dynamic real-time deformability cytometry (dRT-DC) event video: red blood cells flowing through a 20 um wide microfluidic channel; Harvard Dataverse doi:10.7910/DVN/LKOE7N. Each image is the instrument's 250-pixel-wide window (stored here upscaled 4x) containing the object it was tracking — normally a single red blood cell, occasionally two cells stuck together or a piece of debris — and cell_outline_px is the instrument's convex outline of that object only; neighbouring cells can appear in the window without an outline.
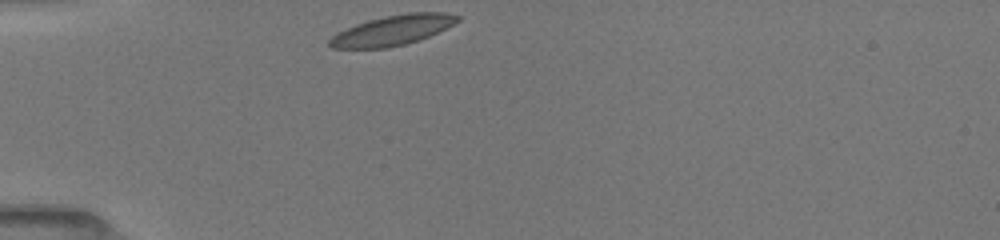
{"species": "common noctule bat (a hibernating species)", "species_latin": "Nyctalus noctula", "temperature_condition": "room temperature", "stored_images_in_passage": 23, "camera_frame_rate_fps": 3000, "um_per_image_px": 0.085, "animal": {"sex": "female", "body_mass_g": 19.5, "forearm_length_mm": 54.1}, "frame": {"image": 1, "passage_image": 1, "time_ms": 0.0, "image_size_px": [1000, 240], "cell_outline_px": [[460, 20], [428, 36], [404, 44], [388, 48], [332, 48], [328, 44], [328, 40], [336, 32], [356, 24], [368, 20], [384, 16], [408, 12], [444, 12], [460, 16]], "centroid_in_image_um": [33.32, 2.56], "position_along_channel_um": 51.7, "area_um2": 22.2}}
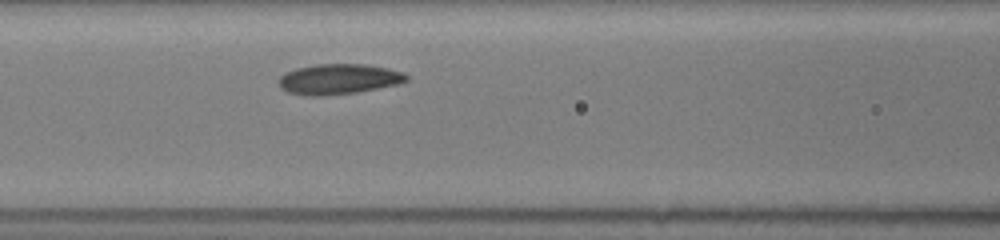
{"frame": {"image": 2, "passage_image": 13, "time_ms": 2.667, "image_size_px": [1000, 240], "cell_outline_px": [[408, 80], [396, 84], [356, 92], [324, 96], [308, 96], [288, 92], [280, 88], [276, 84], [276, 80], [284, 72], [296, 68], [316, 64], [364, 64], [388, 68], [404, 72], [408, 76]], "centroid_in_image_um": [28.71, 6.72], "position_along_channel_um": 137.9, "area_um2": 22.77}}
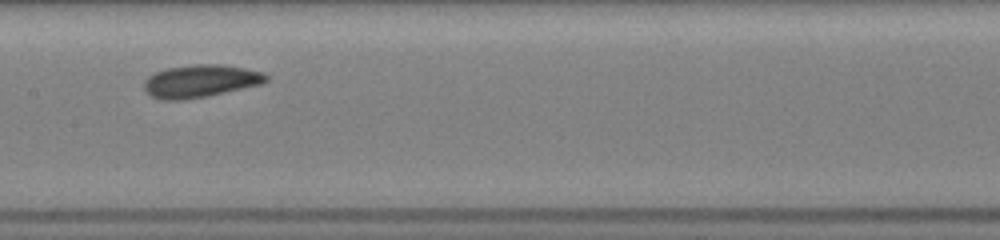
{"frame": {"image": 3, "passage_image": 20, "time_ms": 4.0, "image_size_px": [1000, 240], "cell_outline_px": [[268, 80], [260, 84], [208, 96], [184, 100], [160, 100], [148, 96], [144, 92], [144, 80], [148, 76], [156, 72], [168, 68], [196, 64], [220, 64], [244, 68], [264, 72], [268, 76]], "centroid_in_image_um": [16.99, 6.9], "position_along_channel_um": 190.4, "area_um2": 23.35}}